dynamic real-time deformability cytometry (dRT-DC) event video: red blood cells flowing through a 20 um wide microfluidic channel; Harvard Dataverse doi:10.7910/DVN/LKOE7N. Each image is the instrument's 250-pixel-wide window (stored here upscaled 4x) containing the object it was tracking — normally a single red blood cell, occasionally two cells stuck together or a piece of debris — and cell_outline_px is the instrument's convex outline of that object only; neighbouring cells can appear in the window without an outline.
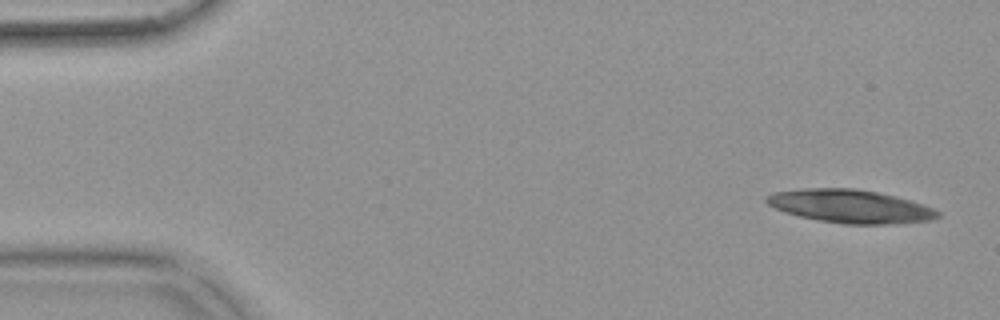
{"species": "common noctule bat (a hibernating species)", "species_latin": "Nyctalus noctula", "temperature_condition": "warm", "stored_images_in_passage": 16, "camera_frame_rate_fps": 3000, "um_per_image_px": 0.085, "animal": {"sex": "female", "body_mass_g": 18.4}, "frame": {"image": 1, "passage_image": 3, "time_ms": 0.667, "image_size_px": [1000, 320], "cell_outline_px": [[940, 216], [932, 220], [884, 224], [844, 224], [820, 220], [800, 216], [776, 208], [768, 204], [764, 200], [764, 196], [772, 192], [804, 188], [852, 188], [876, 192], [908, 200], [932, 208], [940, 212]], "centroid_in_image_um": [72.22, 17.53], "position_along_channel_um": 12.8, "area_um2": 32.71}}